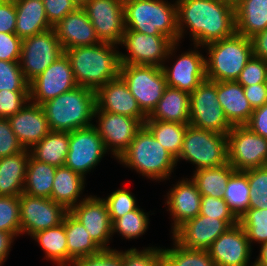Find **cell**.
Listing matches in <instances>:
<instances>
[{"mask_svg": "<svg viewBox=\"0 0 267 266\" xmlns=\"http://www.w3.org/2000/svg\"><path fill=\"white\" fill-rule=\"evenodd\" d=\"M175 1L179 43L187 30L193 44L198 46L230 37L236 32L235 7L232 5L221 0Z\"/></svg>", "mask_w": 267, "mask_h": 266, "instance_id": "cell-1", "label": "cell"}, {"mask_svg": "<svg viewBox=\"0 0 267 266\" xmlns=\"http://www.w3.org/2000/svg\"><path fill=\"white\" fill-rule=\"evenodd\" d=\"M119 45L101 42L64 50L78 86L96 91L120 75Z\"/></svg>", "mask_w": 267, "mask_h": 266, "instance_id": "cell-2", "label": "cell"}, {"mask_svg": "<svg viewBox=\"0 0 267 266\" xmlns=\"http://www.w3.org/2000/svg\"><path fill=\"white\" fill-rule=\"evenodd\" d=\"M117 161L156 182L170 179L177 166L176 159L144 125Z\"/></svg>", "mask_w": 267, "mask_h": 266, "instance_id": "cell-3", "label": "cell"}, {"mask_svg": "<svg viewBox=\"0 0 267 266\" xmlns=\"http://www.w3.org/2000/svg\"><path fill=\"white\" fill-rule=\"evenodd\" d=\"M51 131L71 132L94 124L95 91L77 86L41 105Z\"/></svg>", "mask_w": 267, "mask_h": 266, "instance_id": "cell-4", "label": "cell"}, {"mask_svg": "<svg viewBox=\"0 0 267 266\" xmlns=\"http://www.w3.org/2000/svg\"><path fill=\"white\" fill-rule=\"evenodd\" d=\"M124 0L125 30L164 35L178 42L177 5L174 0Z\"/></svg>", "mask_w": 267, "mask_h": 266, "instance_id": "cell-5", "label": "cell"}, {"mask_svg": "<svg viewBox=\"0 0 267 266\" xmlns=\"http://www.w3.org/2000/svg\"><path fill=\"white\" fill-rule=\"evenodd\" d=\"M201 48H206V78L210 81H236L253 57L251 39L236 32Z\"/></svg>", "mask_w": 267, "mask_h": 266, "instance_id": "cell-6", "label": "cell"}, {"mask_svg": "<svg viewBox=\"0 0 267 266\" xmlns=\"http://www.w3.org/2000/svg\"><path fill=\"white\" fill-rule=\"evenodd\" d=\"M179 160L191 162L196 170L228 164L227 135L188 124L177 164Z\"/></svg>", "mask_w": 267, "mask_h": 266, "instance_id": "cell-7", "label": "cell"}, {"mask_svg": "<svg viewBox=\"0 0 267 266\" xmlns=\"http://www.w3.org/2000/svg\"><path fill=\"white\" fill-rule=\"evenodd\" d=\"M179 44L164 35H149L125 30L119 45L125 46L127 53L120 52L121 64L162 67L166 61L175 56Z\"/></svg>", "mask_w": 267, "mask_h": 266, "instance_id": "cell-8", "label": "cell"}, {"mask_svg": "<svg viewBox=\"0 0 267 266\" xmlns=\"http://www.w3.org/2000/svg\"><path fill=\"white\" fill-rule=\"evenodd\" d=\"M119 76L140 109L148 116L162 98L167 86L162 68L154 65L121 64Z\"/></svg>", "mask_w": 267, "mask_h": 266, "instance_id": "cell-9", "label": "cell"}, {"mask_svg": "<svg viewBox=\"0 0 267 266\" xmlns=\"http://www.w3.org/2000/svg\"><path fill=\"white\" fill-rule=\"evenodd\" d=\"M63 54L54 27L22 39L19 65L26 81L30 83Z\"/></svg>", "mask_w": 267, "mask_h": 266, "instance_id": "cell-10", "label": "cell"}, {"mask_svg": "<svg viewBox=\"0 0 267 266\" xmlns=\"http://www.w3.org/2000/svg\"><path fill=\"white\" fill-rule=\"evenodd\" d=\"M189 124L224 135L232 129L218 101L216 81L206 79L190 93Z\"/></svg>", "mask_w": 267, "mask_h": 266, "instance_id": "cell-11", "label": "cell"}, {"mask_svg": "<svg viewBox=\"0 0 267 266\" xmlns=\"http://www.w3.org/2000/svg\"><path fill=\"white\" fill-rule=\"evenodd\" d=\"M229 164L236 171L267 165V138L247 126H233L227 133Z\"/></svg>", "mask_w": 267, "mask_h": 266, "instance_id": "cell-12", "label": "cell"}, {"mask_svg": "<svg viewBox=\"0 0 267 266\" xmlns=\"http://www.w3.org/2000/svg\"><path fill=\"white\" fill-rule=\"evenodd\" d=\"M96 118V124L93 126L103 139L107 153L111 152L116 160L130 146L144 125V122H139L136 118L100 109H95L94 119Z\"/></svg>", "mask_w": 267, "mask_h": 266, "instance_id": "cell-13", "label": "cell"}, {"mask_svg": "<svg viewBox=\"0 0 267 266\" xmlns=\"http://www.w3.org/2000/svg\"><path fill=\"white\" fill-rule=\"evenodd\" d=\"M103 139L92 125L69 132V151L65 166L84 178L106 154Z\"/></svg>", "mask_w": 267, "mask_h": 266, "instance_id": "cell-14", "label": "cell"}, {"mask_svg": "<svg viewBox=\"0 0 267 266\" xmlns=\"http://www.w3.org/2000/svg\"><path fill=\"white\" fill-rule=\"evenodd\" d=\"M21 234H33L59 226L69 212L50 198H39L22 193L19 196Z\"/></svg>", "mask_w": 267, "mask_h": 266, "instance_id": "cell-15", "label": "cell"}, {"mask_svg": "<svg viewBox=\"0 0 267 266\" xmlns=\"http://www.w3.org/2000/svg\"><path fill=\"white\" fill-rule=\"evenodd\" d=\"M82 8L101 42L121 43L126 29L124 0H88Z\"/></svg>", "mask_w": 267, "mask_h": 266, "instance_id": "cell-16", "label": "cell"}, {"mask_svg": "<svg viewBox=\"0 0 267 266\" xmlns=\"http://www.w3.org/2000/svg\"><path fill=\"white\" fill-rule=\"evenodd\" d=\"M77 86L69 58L64 53L29 83L30 102L42 105Z\"/></svg>", "mask_w": 267, "mask_h": 266, "instance_id": "cell-17", "label": "cell"}, {"mask_svg": "<svg viewBox=\"0 0 267 266\" xmlns=\"http://www.w3.org/2000/svg\"><path fill=\"white\" fill-rule=\"evenodd\" d=\"M237 224L238 220L215 219L199 214L179 226L172 233V240L186 249L207 251L221 234Z\"/></svg>", "mask_w": 267, "mask_h": 266, "instance_id": "cell-18", "label": "cell"}, {"mask_svg": "<svg viewBox=\"0 0 267 266\" xmlns=\"http://www.w3.org/2000/svg\"><path fill=\"white\" fill-rule=\"evenodd\" d=\"M69 213L85 227L91 239L102 250H113L109 245L113 237L112 221L103 198L97 197V195H88L72 207Z\"/></svg>", "mask_w": 267, "mask_h": 266, "instance_id": "cell-19", "label": "cell"}, {"mask_svg": "<svg viewBox=\"0 0 267 266\" xmlns=\"http://www.w3.org/2000/svg\"><path fill=\"white\" fill-rule=\"evenodd\" d=\"M201 46L194 45V50L190 49L185 53L172 58L176 61L169 67L164 63L162 70L166 78V84L179 90L193 92L204 80H206L205 57L196 49Z\"/></svg>", "mask_w": 267, "mask_h": 266, "instance_id": "cell-20", "label": "cell"}, {"mask_svg": "<svg viewBox=\"0 0 267 266\" xmlns=\"http://www.w3.org/2000/svg\"><path fill=\"white\" fill-rule=\"evenodd\" d=\"M215 266H249L252 247L238 223L221 234L207 250Z\"/></svg>", "mask_w": 267, "mask_h": 266, "instance_id": "cell-21", "label": "cell"}, {"mask_svg": "<svg viewBox=\"0 0 267 266\" xmlns=\"http://www.w3.org/2000/svg\"><path fill=\"white\" fill-rule=\"evenodd\" d=\"M96 109L109 113L127 115L145 122L147 115L140 109L138 102L124 80L118 76L95 91Z\"/></svg>", "mask_w": 267, "mask_h": 266, "instance_id": "cell-22", "label": "cell"}, {"mask_svg": "<svg viewBox=\"0 0 267 266\" xmlns=\"http://www.w3.org/2000/svg\"><path fill=\"white\" fill-rule=\"evenodd\" d=\"M191 178H183L177 181L165 195V207L168 206L173 223V233L185 221L195 218L200 213L201 194L197 185Z\"/></svg>", "mask_w": 267, "mask_h": 266, "instance_id": "cell-23", "label": "cell"}, {"mask_svg": "<svg viewBox=\"0 0 267 266\" xmlns=\"http://www.w3.org/2000/svg\"><path fill=\"white\" fill-rule=\"evenodd\" d=\"M8 119L12 131L24 149L30 150L51 132L44 109L39 104L28 102Z\"/></svg>", "mask_w": 267, "mask_h": 266, "instance_id": "cell-24", "label": "cell"}, {"mask_svg": "<svg viewBox=\"0 0 267 266\" xmlns=\"http://www.w3.org/2000/svg\"><path fill=\"white\" fill-rule=\"evenodd\" d=\"M63 49L77 46H92L101 43L86 11L78 7L54 26Z\"/></svg>", "mask_w": 267, "mask_h": 266, "instance_id": "cell-25", "label": "cell"}, {"mask_svg": "<svg viewBox=\"0 0 267 266\" xmlns=\"http://www.w3.org/2000/svg\"><path fill=\"white\" fill-rule=\"evenodd\" d=\"M217 96L228 122L232 126L246 125L254 111L244 89L237 81L217 82Z\"/></svg>", "mask_w": 267, "mask_h": 266, "instance_id": "cell-26", "label": "cell"}, {"mask_svg": "<svg viewBox=\"0 0 267 266\" xmlns=\"http://www.w3.org/2000/svg\"><path fill=\"white\" fill-rule=\"evenodd\" d=\"M147 119L189 124L190 93L166 86L162 98Z\"/></svg>", "mask_w": 267, "mask_h": 266, "instance_id": "cell-27", "label": "cell"}, {"mask_svg": "<svg viewBox=\"0 0 267 266\" xmlns=\"http://www.w3.org/2000/svg\"><path fill=\"white\" fill-rule=\"evenodd\" d=\"M15 33L21 39L53 28L46 16L42 0H15Z\"/></svg>", "mask_w": 267, "mask_h": 266, "instance_id": "cell-28", "label": "cell"}, {"mask_svg": "<svg viewBox=\"0 0 267 266\" xmlns=\"http://www.w3.org/2000/svg\"><path fill=\"white\" fill-rule=\"evenodd\" d=\"M85 181L86 178L69 167L65 165L57 167L50 199L60 203L69 211L86 198V196L84 198L81 196L85 189Z\"/></svg>", "mask_w": 267, "mask_h": 266, "instance_id": "cell-29", "label": "cell"}, {"mask_svg": "<svg viewBox=\"0 0 267 266\" xmlns=\"http://www.w3.org/2000/svg\"><path fill=\"white\" fill-rule=\"evenodd\" d=\"M30 151L0 158V196H20L23 193Z\"/></svg>", "mask_w": 267, "mask_h": 266, "instance_id": "cell-30", "label": "cell"}, {"mask_svg": "<svg viewBox=\"0 0 267 266\" xmlns=\"http://www.w3.org/2000/svg\"><path fill=\"white\" fill-rule=\"evenodd\" d=\"M236 33L252 38L267 28V0H241L235 6Z\"/></svg>", "mask_w": 267, "mask_h": 266, "instance_id": "cell-31", "label": "cell"}, {"mask_svg": "<svg viewBox=\"0 0 267 266\" xmlns=\"http://www.w3.org/2000/svg\"><path fill=\"white\" fill-rule=\"evenodd\" d=\"M65 233L68 248V266L77 259L95 256L103 251L92 239L85 227L69 212L65 215Z\"/></svg>", "mask_w": 267, "mask_h": 266, "instance_id": "cell-32", "label": "cell"}, {"mask_svg": "<svg viewBox=\"0 0 267 266\" xmlns=\"http://www.w3.org/2000/svg\"><path fill=\"white\" fill-rule=\"evenodd\" d=\"M29 151L39 162L56 168L64 166L69 151V132L51 131Z\"/></svg>", "mask_w": 267, "mask_h": 266, "instance_id": "cell-33", "label": "cell"}, {"mask_svg": "<svg viewBox=\"0 0 267 266\" xmlns=\"http://www.w3.org/2000/svg\"><path fill=\"white\" fill-rule=\"evenodd\" d=\"M55 172V166L39 162L30 155L23 193L39 198H50Z\"/></svg>", "mask_w": 267, "mask_h": 266, "instance_id": "cell-34", "label": "cell"}, {"mask_svg": "<svg viewBox=\"0 0 267 266\" xmlns=\"http://www.w3.org/2000/svg\"><path fill=\"white\" fill-rule=\"evenodd\" d=\"M31 237L42 247L46 260L52 261L57 266H68L65 217L59 226L39 231Z\"/></svg>", "mask_w": 267, "mask_h": 266, "instance_id": "cell-35", "label": "cell"}, {"mask_svg": "<svg viewBox=\"0 0 267 266\" xmlns=\"http://www.w3.org/2000/svg\"><path fill=\"white\" fill-rule=\"evenodd\" d=\"M235 171L228 163L219 167L194 170L191 179L197 185L201 196L223 198L227 182Z\"/></svg>", "mask_w": 267, "mask_h": 266, "instance_id": "cell-36", "label": "cell"}, {"mask_svg": "<svg viewBox=\"0 0 267 266\" xmlns=\"http://www.w3.org/2000/svg\"><path fill=\"white\" fill-rule=\"evenodd\" d=\"M144 126L175 159L178 158L188 124L146 119Z\"/></svg>", "mask_w": 267, "mask_h": 266, "instance_id": "cell-37", "label": "cell"}, {"mask_svg": "<svg viewBox=\"0 0 267 266\" xmlns=\"http://www.w3.org/2000/svg\"><path fill=\"white\" fill-rule=\"evenodd\" d=\"M250 195L247 174L244 171H235L227 182L223 198L238 219L249 208Z\"/></svg>", "mask_w": 267, "mask_h": 266, "instance_id": "cell-38", "label": "cell"}, {"mask_svg": "<svg viewBox=\"0 0 267 266\" xmlns=\"http://www.w3.org/2000/svg\"><path fill=\"white\" fill-rule=\"evenodd\" d=\"M172 248H162L164 266H215L206 250H191L173 240Z\"/></svg>", "mask_w": 267, "mask_h": 266, "instance_id": "cell-39", "label": "cell"}, {"mask_svg": "<svg viewBox=\"0 0 267 266\" xmlns=\"http://www.w3.org/2000/svg\"><path fill=\"white\" fill-rule=\"evenodd\" d=\"M145 210L139 207L131 212L124 214L117 218L112 223V235L119 233L122 238L131 240L138 239L145 234L149 228V215L150 212H144Z\"/></svg>", "mask_w": 267, "mask_h": 266, "instance_id": "cell-40", "label": "cell"}, {"mask_svg": "<svg viewBox=\"0 0 267 266\" xmlns=\"http://www.w3.org/2000/svg\"><path fill=\"white\" fill-rule=\"evenodd\" d=\"M251 244L267 242V209L248 208L238 219Z\"/></svg>", "mask_w": 267, "mask_h": 266, "instance_id": "cell-41", "label": "cell"}, {"mask_svg": "<svg viewBox=\"0 0 267 266\" xmlns=\"http://www.w3.org/2000/svg\"><path fill=\"white\" fill-rule=\"evenodd\" d=\"M0 231L21 235L19 196H0Z\"/></svg>", "mask_w": 267, "mask_h": 266, "instance_id": "cell-42", "label": "cell"}, {"mask_svg": "<svg viewBox=\"0 0 267 266\" xmlns=\"http://www.w3.org/2000/svg\"><path fill=\"white\" fill-rule=\"evenodd\" d=\"M250 186L249 208L267 209V165L244 171Z\"/></svg>", "mask_w": 267, "mask_h": 266, "instance_id": "cell-43", "label": "cell"}, {"mask_svg": "<svg viewBox=\"0 0 267 266\" xmlns=\"http://www.w3.org/2000/svg\"><path fill=\"white\" fill-rule=\"evenodd\" d=\"M122 256V266H164L161 247H146L142 250L130 248L118 251Z\"/></svg>", "mask_w": 267, "mask_h": 266, "instance_id": "cell-44", "label": "cell"}, {"mask_svg": "<svg viewBox=\"0 0 267 266\" xmlns=\"http://www.w3.org/2000/svg\"><path fill=\"white\" fill-rule=\"evenodd\" d=\"M29 91L19 62L0 60V91Z\"/></svg>", "mask_w": 267, "mask_h": 266, "instance_id": "cell-45", "label": "cell"}, {"mask_svg": "<svg viewBox=\"0 0 267 266\" xmlns=\"http://www.w3.org/2000/svg\"><path fill=\"white\" fill-rule=\"evenodd\" d=\"M103 199L107 204L112 223L117 218L139 207L135 195L133 196L132 192L125 188H119Z\"/></svg>", "mask_w": 267, "mask_h": 266, "instance_id": "cell-46", "label": "cell"}, {"mask_svg": "<svg viewBox=\"0 0 267 266\" xmlns=\"http://www.w3.org/2000/svg\"><path fill=\"white\" fill-rule=\"evenodd\" d=\"M243 87L267 83V61L253 56L236 80Z\"/></svg>", "mask_w": 267, "mask_h": 266, "instance_id": "cell-47", "label": "cell"}, {"mask_svg": "<svg viewBox=\"0 0 267 266\" xmlns=\"http://www.w3.org/2000/svg\"><path fill=\"white\" fill-rule=\"evenodd\" d=\"M30 102L29 91H0V118H9Z\"/></svg>", "mask_w": 267, "mask_h": 266, "instance_id": "cell-48", "label": "cell"}, {"mask_svg": "<svg viewBox=\"0 0 267 266\" xmlns=\"http://www.w3.org/2000/svg\"><path fill=\"white\" fill-rule=\"evenodd\" d=\"M200 215L222 220H238L224 198L201 196Z\"/></svg>", "mask_w": 267, "mask_h": 266, "instance_id": "cell-49", "label": "cell"}, {"mask_svg": "<svg viewBox=\"0 0 267 266\" xmlns=\"http://www.w3.org/2000/svg\"><path fill=\"white\" fill-rule=\"evenodd\" d=\"M25 150L11 129L8 118H0V158Z\"/></svg>", "mask_w": 267, "mask_h": 266, "instance_id": "cell-50", "label": "cell"}, {"mask_svg": "<svg viewBox=\"0 0 267 266\" xmlns=\"http://www.w3.org/2000/svg\"><path fill=\"white\" fill-rule=\"evenodd\" d=\"M49 24L54 27L78 6L73 0H42Z\"/></svg>", "mask_w": 267, "mask_h": 266, "instance_id": "cell-51", "label": "cell"}, {"mask_svg": "<svg viewBox=\"0 0 267 266\" xmlns=\"http://www.w3.org/2000/svg\"><path fill=\"white\" fill-rule=\"evenodd\" d=\"M22 39L16 33H0V60L19 62Z\"/></svg>", "mask_w": 267, "mask_h": 266, "instance_id": "cell-52", "label": "cell"}, {"mask_svg": "<svg viewBox=\"0 0 267 266\" xmlns=\"http://www.w3.org/2000/svg\"><path fill=\"white\" fill-rule=\"evenodd\" d=\"M72 266H122V256L117 249L103 250L95 256L75 260Z\"/></svg>", "mask_w": 267, "mask_h": 266, "instance_id": "cell-53", "label": "cell"}, {"mask_svg": "<svg viewBox=\"0 0 267 266\" xmlns=\"http://www.w3.org/2000/svg\"><path fill=\"white\" fill-rule=\"evenodd\" d=\"M16 7L12 0H0V33H15Z\"/></svg>", "mask_w": 267, "mask_h": 266, "instance_id": "cell-54", "label": "cell"}, {"mask_svg": "<svg viewBox=\"0 0 267 266\" xmlns=\"http://www.w3.org/2000/svg\"><path fill=\"white\" fill-rule=\"evenodd\" d=\"M245 126L257 135L267 138V103L254 109Z\"/></svg>", "mask_w": 267, "mask_h": 266, "instance_id": "cell-55", "label": "cell"}, {"mask_svg": "<svg viewBox=\"0 0 267 266\" xmlns=\"http://www.w3.org/2000/svg\"><path fill=\"white\" fill-rule=\"evenodd\" d=\"M243 89L245 97L248 99L253 110L267 103V83L250 85L243 87Z\"/></svg>", "mask_w": 267, "mask_h": 266, "instance_id": "cell-56", "label": "cell"}, {"mask_svg": "<svg viewBox=\"0 0 267 266\" xmlns=\"http://www.w3.org/2000/svg\"><path fill=\"white\" fill-rule=\"evenodd\" d=\"M251 39L253 56L267 61V28Z\"/></svg>", "mask_w": 267, "mask_h": 266, "instance_id": "cell-57", "label": "cell"}, {"mask_svg": "<svg viewBox=\"0 0 267 266\" xmlns=\"http://www.w3.org/2000/svg\"><path fill=\"white\" fill-rule=\"evenodd\" d=\"M14 240L15 237L11 233L0 231V266L8 259Z\"/></svg>", "mask_w": 267, "mask_h": 266, "instance_id": "cell-58", "label": "cell"}, {"mask_svg": "<svg viewBox=\"0 0 267 266\" xmlns=\"http://www.w3.org/2000/svg\"><path fill=\"white\" fill-rule=\"evenodd\" d=\"M260 252L258 256H256V261L264 266H267V242L260 245Z\"/></svg>", "mask_w": 267, "mask_h": 266, "instance_id": "cell-59", "label": "cell"}, {"mask_svg": "<svg viewBox=\"0 0 267 266\" xmlns=\"http://www.w3.org/2000/svg\"><path fill=\"white\" fill-rule=\"evenodd\" d=\"M241 0H222V2L228 3L235 7Z\"/></svg>", "mask_w": 267, "mask_h": 266, "instance_id": "cell-60", "label": "cell"}, {"mask_svg": "<svg viewBox=\"0 0 267 266\" xmlns=\"http://www.w3.org/2000/svg\"><path fill=\"white\" fill-rule=\"evenodd\" d=\"M78 7H82L88 0H73Z\"/></svg>", "mask_w": 267, "mask_h": 266, "instance_id": "cell-61", "label": "cell"}, {"mask_svg": "<svg viewBox=\"0 0 267 266\" xmlns=\"http://www.w3.org/2000/svg\"><path fill=\"white\" fill-rule=\"evenodd\" d=\"M250 266H264L260 263H258L256 260L254 262H251V265Z\"/></svg>", "mask_w": 267, "mask_h": 266, "instance_id": "cell-62", "label": "cell"}]
</instances>
